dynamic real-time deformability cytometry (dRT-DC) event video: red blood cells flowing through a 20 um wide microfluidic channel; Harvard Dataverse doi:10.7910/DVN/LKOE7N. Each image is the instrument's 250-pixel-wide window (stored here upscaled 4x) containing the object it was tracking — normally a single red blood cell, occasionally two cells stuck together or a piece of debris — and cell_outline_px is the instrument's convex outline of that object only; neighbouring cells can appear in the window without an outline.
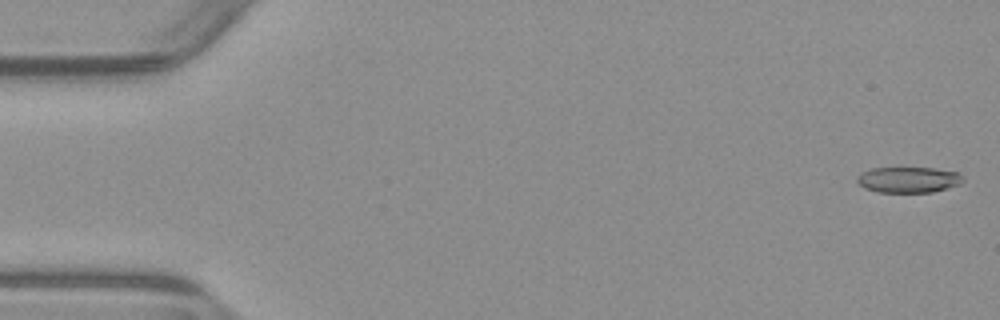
{"species": "common noctule bat (a hibernating species)", "species_latin": "Nyctalus noctula", "temperature_condition": "warm", "stored_images_in_passage": 49, "camera_frame_rate_fps": 3000, "um_per_image_px": 0.085, "animal": {"sex": "male", "body_mass_g": 23.1, "forearm_length_mm": 52.7}, "frame": {"image": 1, "passage_image": 2, "time_ms": 0.333, "image_size_px": [1000, 320], "cell_outline_px": [[964, 180], [960, 184], [932, 192], [880, 192], [864, 188], [856, 180], [856, 176], [860, 172], [872, 168], [932, 168], [960, 172], [964, 176]], "centroid_in_image_um": [77.22, 15.27], "position_along_channel_um": 7.8, "area_um2": 16.01}}
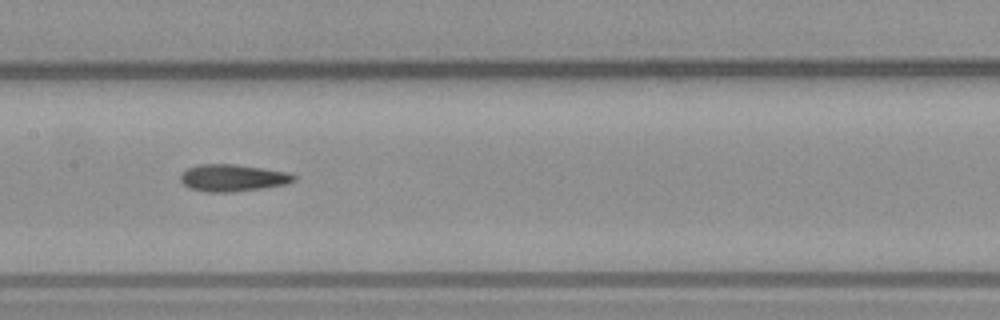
{"frame": {"image": 2, "passage_image": 27, "time_ms": 8.667, "image_size_px": [1000, 320], "cell_outline_px": [[296, 180], [288, 184], [236, 192], [208, 192], [188, 188], [180, 180], [180, 176], [188, 168], [200, 164], [232, 164], [288, 172], [296, 176]], "centroid_in_image_um": [19.79, 15.13], "position_along_channel_um": 187.6, "area_um2": 17.8}}
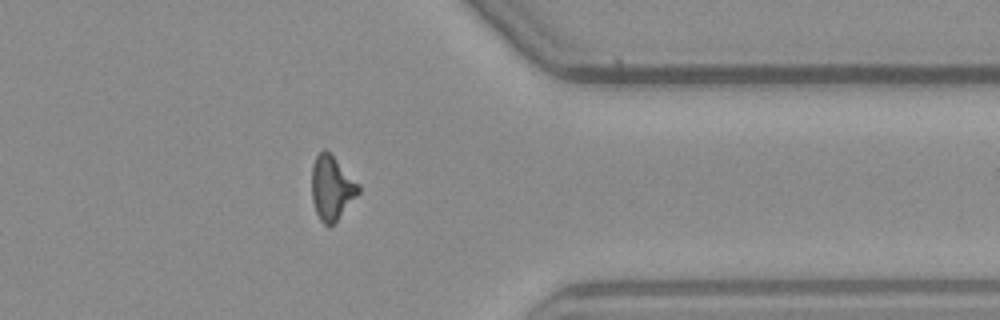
{"frame": {"image": 3, "passage_image": 43, "time_ms": 14.0, "image_size_px": [1000, 320], "cell_outline_px": [[360, 192], [336, 220], [332, 224], [324, 224], [320, 220], [316, 212], [312, 200], [312, 164], [316, 156], [324, 148], [360, 184]], "centroid_in_image_um": [28.19, 15.95], "position_along_channel_um": 383.2, "area_um2": 17.11}, "authors_computed_cell_mechanics": {"area_um2": 17.2822, "velocity_mm_per_s": 3.9144, "shape_relaxation_time_tau1_ms": null, "shape_relaxation_time_tau2_ms": 3.8923, "deformation_change_tau1": null, "deformation_change_tau2": 0.1336}}